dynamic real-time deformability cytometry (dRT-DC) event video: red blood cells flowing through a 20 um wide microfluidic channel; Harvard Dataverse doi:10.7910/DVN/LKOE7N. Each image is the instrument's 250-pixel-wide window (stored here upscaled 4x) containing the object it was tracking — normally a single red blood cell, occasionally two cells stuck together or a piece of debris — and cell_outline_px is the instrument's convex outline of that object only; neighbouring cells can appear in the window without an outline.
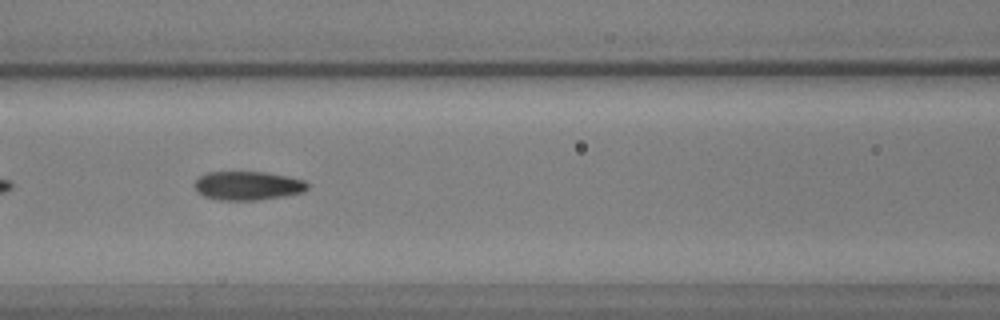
{"species": "common noctule bat (a hibernating species)", "species_latin": "Nyctalus noctula", "temperature_condition": "warm", "stored_images_in_passage": 37, "camera_frame_rate_fps": 3000, "um_per_image_px": 0.085, "animal": {"sex": "male", "body_mass_g": 17.9, "forearm_length_mm": 54.2}, "frame": {"image": 1, "passage_image": 9, "time_ms": 2.667, "image_size_px": [1000, 320], "cell_outline_px": [[308, 188], [304, 192], [284, 196], [256, 200], [220, 200], [204, 196], [196, 192], [196, 180], [200, 176], [208, 172], [264, 172], [288, 176], [304, 180], [308, 184]], "centroid_in_image_um": [21.08, 15.78], "position_along_channel_um": 145.5, "area_um2": 18.9}}
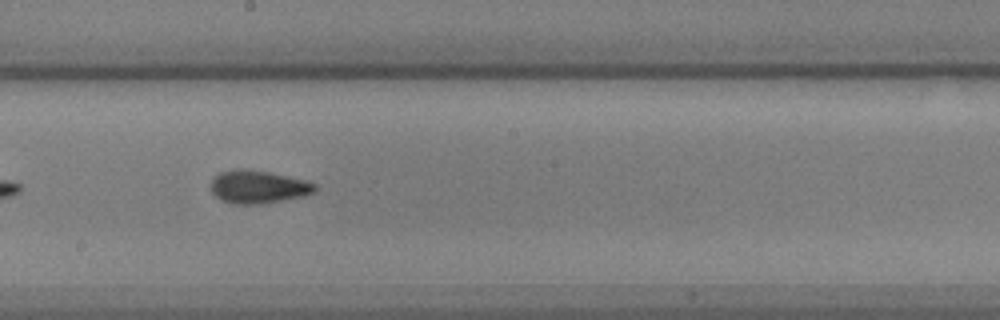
{"frame": {"image": 2, "passage_image": 16, "time_ms": 5.0, "image_size_px": [1000, 320], "cell_outline_px": [[316, 192], [304, 196], [260, 204], [236, 204], [224, 200], [216, 196], [212, 192], [212, 180], [220, 172], [236, 168], [244, 168], [268, 172], [308, 180], [316, 184]], "centroid_in_image_um": [21.99, 15.87], "position_along_channel_um": 226.2, "area_um2": 19.94}}
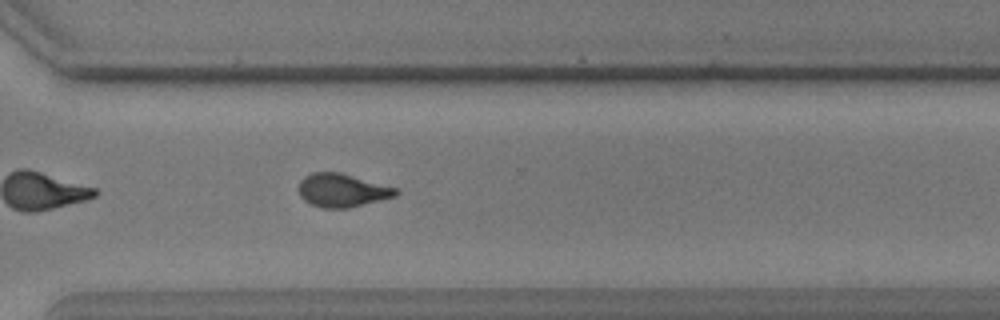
{"frame": {"image": 3, "passage_image": 26, "time_ms": 8.333, "image_size_px": [1000, 320], "cell_outline_px": [[400, 192], [396, 196], [348, 208], [324, 208], [312, 204], [304, 200], [300, 196], [300, 180], [304, 176], [312, 172], [340, 172], [396, 188]], "centroid_in_image_um": [29.08, 16.17], "position_along_channel_um": 341.5, "area_um2": 18.67}}